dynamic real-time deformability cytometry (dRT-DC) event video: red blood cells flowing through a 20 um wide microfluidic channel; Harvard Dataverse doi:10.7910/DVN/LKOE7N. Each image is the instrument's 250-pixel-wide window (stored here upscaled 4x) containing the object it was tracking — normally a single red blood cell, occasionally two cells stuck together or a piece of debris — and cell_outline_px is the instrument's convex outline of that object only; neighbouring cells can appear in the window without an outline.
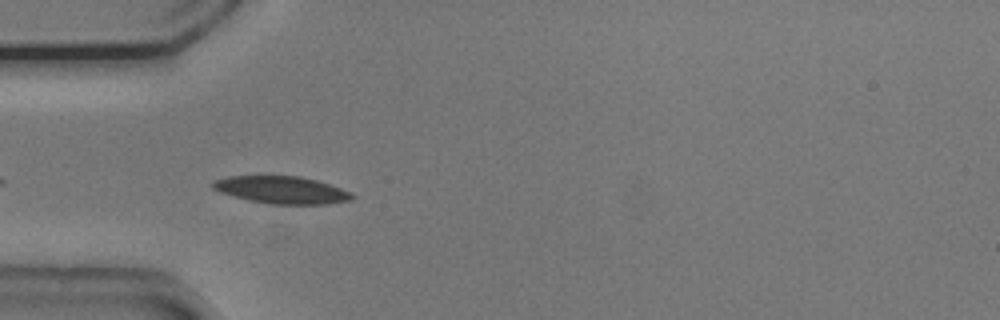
{"species": "common noctule bat (a hibernating species)", "species_latin": "Nyctalus noctula", "temperature_condition": "cold", "stored_images_in_passage": 9, "camera_frame_rate_fps": 3000, "um_per_image_px": 0.085, "animal": {"sex": "male", "body_mass_g": 20.5, "forearm_length_mm": 52.5}, "frame": {"image": 1, "passage_image": 3, "time_ms": 0.667, "image_size_px": [1000, 320], "cell_outline_px": [[356, 196], [352, 200], [324, 204], [268, 204], [232, 196], [220, 192], [212, 188], [212, 184], [216, 180], [228, 176], [300, 176], [316, 180], [352, 192]], "centroid_in_image_um": [23.96, 16.15], "position_along_channel_um": 61.0, "area_um2": 22.14}}
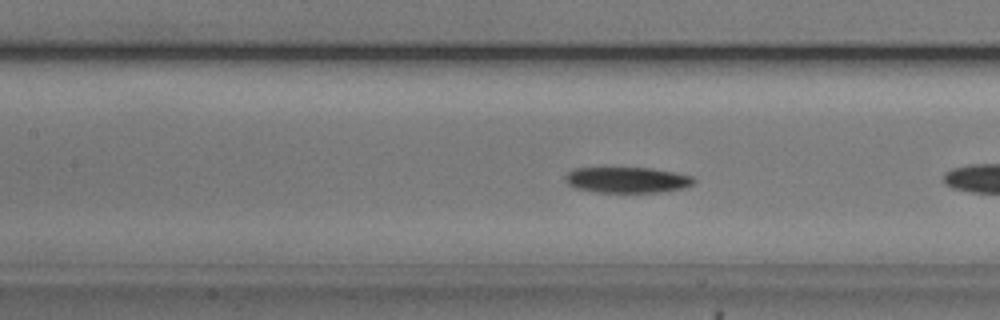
{"frame": {"image": 2, "passage_image": 8, "time_ms": 2.333, "image_size_px": [1000, 320], "cell_outline_px": [[696, 180], [692, 184], [684, 188], [660, 192], [600, 192], [576, 188], [568, 184], [564, 180], [564, 176], [568, 172], [576, 168], [652, 168], [676, 172], [692, 176]], "centroid_in_image_um": [53.32, 15.29], "position_along_channel_um": 154.1, "area_um2": 19.31}}